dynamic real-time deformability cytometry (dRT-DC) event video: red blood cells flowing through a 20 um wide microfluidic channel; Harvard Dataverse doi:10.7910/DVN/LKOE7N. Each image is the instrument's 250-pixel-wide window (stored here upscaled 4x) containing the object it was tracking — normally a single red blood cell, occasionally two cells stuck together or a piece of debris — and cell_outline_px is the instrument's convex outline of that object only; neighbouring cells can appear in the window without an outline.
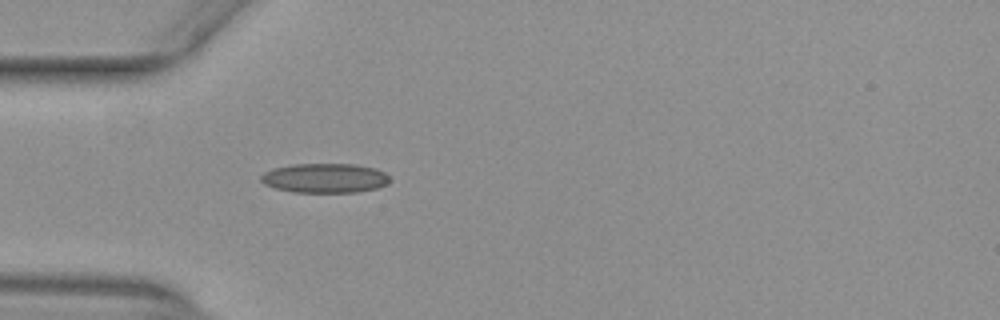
{"species": "common noctule bat (a hibernating species)", "species_latin": "Nyctalus noctula", "temperature_condition": "warm", "stored_images_in_passage": 37, "camera_frame_rate_fps": 3000, "um_per_image_px": 0.085, "animal": {"sex": "female", "body_mass_g": 29.2, "forearm_length_mm": 56.3}, "frame": {"image": 1, "passage_image": 1, "time_ms": 0.0, "image_size_px": [1000, 320], "cell_outline_px": [[392, 180], [388, 184], [376, 188], [356, 192], [292, 192], [276, 188], [264, 184], [260, 180], [260, 176], [264, 172], [272, 168], [296, 164], [356, 164], [376, 168], [384, 172]], "centroid_in_image_um": [27.63, 15.13], "position_along_channel_um": 57.4, "area_um2": 22.25}}
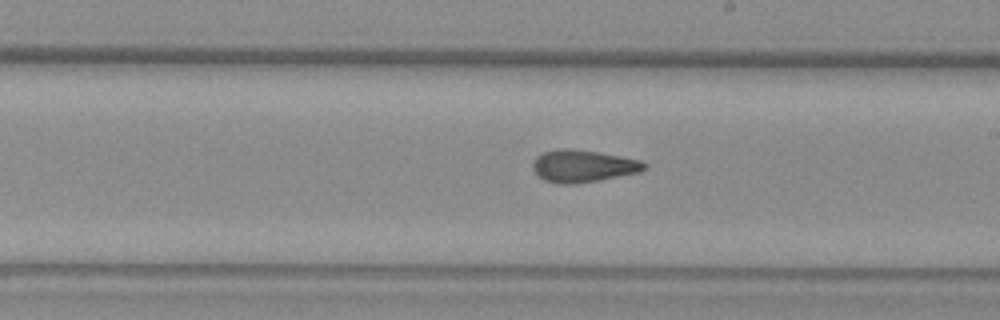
{"frame": {"image": 2, "passage_image": 15, "time_ms": 4.667, "image_size_px": [1000, 320], "cell_outline_px": [[648, 164], [640, 172], [576, 184], [556, 184], [544, 180], [532, 168], [532, 164], [536, 156], [544, 152], [560, 148], [572, 148], [620, 156], [640, 160]], "centroid_in_image_um": [49.53, 14.11], "position_along_channel_um": 239.5, "area_um2": 20.87}}
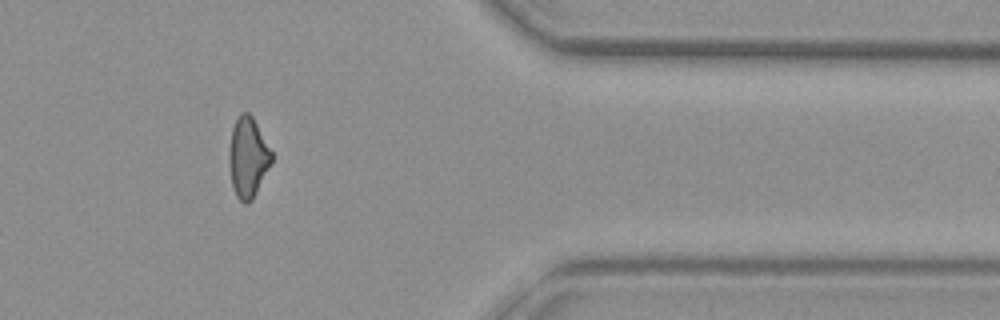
{"frame": {"image": 3, "passage_image": 28, "time_ms": 9.0, "image_size_px": [1000, 320], "cell_outline_px": [[272, 160], [252, 200], [248, 204], [244, 204], [236, 196], [232, 188], [228, 164], [228, 156], [232, 128], [240, 112], [248, 112], [252, 116], [272, 152]], "centroid_in_image_um": [21.04, 13.39], "position_along_channel_um": 390.4, "area_um2": 19.77}, "authors_computed_cell_mechanics": {"area_um2": 20.1722, "velocity_mm_per_s": 3.9943, "shape_relaxation_time_tau1_ms": null, "shape_relaxation_time_tau2_ms": 2.823, "deformation_change_tau1": null, "deformation_change_tau2": 0.1151}}